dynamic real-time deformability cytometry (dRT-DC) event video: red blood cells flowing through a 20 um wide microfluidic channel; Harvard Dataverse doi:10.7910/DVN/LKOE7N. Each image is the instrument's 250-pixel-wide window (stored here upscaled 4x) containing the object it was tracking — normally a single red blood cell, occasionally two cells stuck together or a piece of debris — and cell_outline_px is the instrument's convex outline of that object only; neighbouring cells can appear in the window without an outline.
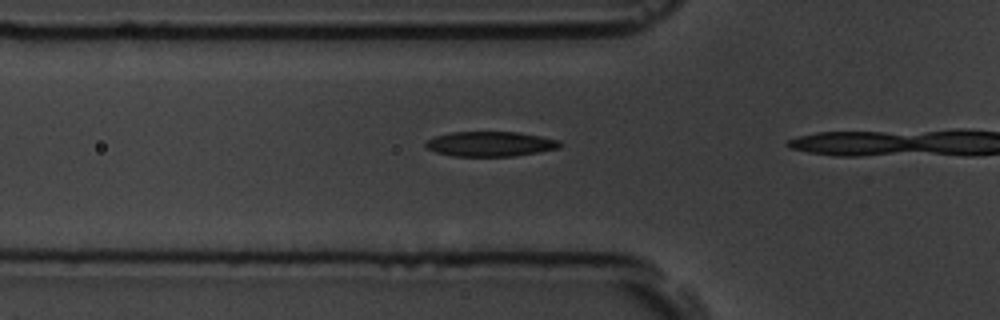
{"species": "common noctule bat (a hibernating species)", "species_latin": "Nyctalus noctula", "temperature_condition": "room temperature", "stored_images_in_passage": 8, "camera_frame_rate_fps": 3000, "um_per_image_px": 0.085, "animal": {"sex": "male", "body_mass_g": 19.5, "forearm_length_mm": 54.6}, "frame": {"image": 1, "passage_image": 6, "time_ms": 1.667, "image_size_px": [1000, 320], "cell_outline_px": [[560, 148], [540, 152], [516, 156], [452, 156], [436, 152], [428, 148], [424, 144], [428, 140], [436, 136], [452, 132], [520, 132], [560, 140]], "centroid_in_image_um": [41.71, 12.24], "position_along_channel_um": 84.1, "area_um2": 19.48}}